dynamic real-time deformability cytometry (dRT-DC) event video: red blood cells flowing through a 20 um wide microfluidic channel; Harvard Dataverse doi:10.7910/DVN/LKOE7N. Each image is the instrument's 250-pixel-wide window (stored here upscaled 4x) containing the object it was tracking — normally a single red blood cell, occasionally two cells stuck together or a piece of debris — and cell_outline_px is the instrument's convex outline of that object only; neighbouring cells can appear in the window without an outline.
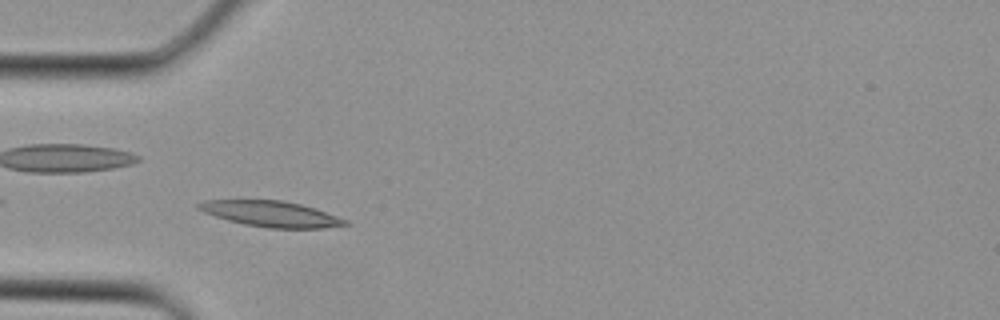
{"species": "Egyptian fruit bat (a non-hibernating species)", "species_latin": "Rousettus aegyptiacus", "temperature_condition": "cold", "stored_images_in_passage": 1, "camera_frame_rate_fps": 3000, "um_per_image_px": 0.085, "animal": {"sex": "female"}, "frame": {"image": 1, "passage_image": 1, "time_ms": 0.0, "image_size_px": [1000, 320], "cell_outline_px": [[352, 224], [320, 228], [268, 228], [244, 224], [228, 220], [204, 212], [196, 208], [196, 204], [204, 200], [284, 200], [300, 204], [348, 220]], "centroid_in_image_um": [23.01, 18.18], "position_along_channel_um": 62.0, "area_um2": 21.79}}